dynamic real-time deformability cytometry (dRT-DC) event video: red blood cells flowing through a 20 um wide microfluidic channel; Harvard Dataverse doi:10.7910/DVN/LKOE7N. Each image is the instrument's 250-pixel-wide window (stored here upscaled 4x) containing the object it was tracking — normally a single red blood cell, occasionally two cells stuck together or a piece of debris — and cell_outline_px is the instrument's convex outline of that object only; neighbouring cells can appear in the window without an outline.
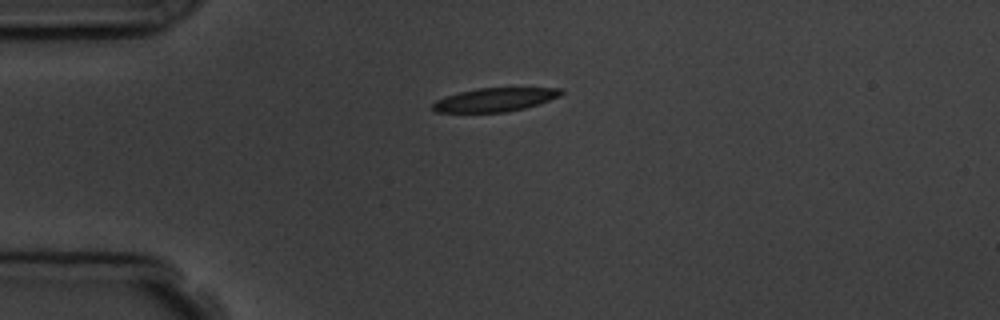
{"species": "common noctule bat (a hibernating species)", "species_latin": "Nyctalus noctula", "temperature_condition": "room temperature", "stored_images_in_passage": 3, "camera_frame_rate_fps": 3000, "um_per_image_px": 0.085, "animal": {"sex": "male", "body_mass_g": 19.5, "forearm_length_mm": 54.6}, "frame": {"image": 1, "passage_image": 1, "time_ms": 0.0, "image_size_px": [1000, 320], "cell_outline_px": [[564, 92], [560, 96], [540, 104], [508, 112], [436, 112], [432, 108], [432, 104], [436, 100], [444, 96], [476, 88], [564, 88]], "centroid_in_image_um": [42.09, 8.47], "position_along_channel_um": 42.9, "area_um2": 17.74}}